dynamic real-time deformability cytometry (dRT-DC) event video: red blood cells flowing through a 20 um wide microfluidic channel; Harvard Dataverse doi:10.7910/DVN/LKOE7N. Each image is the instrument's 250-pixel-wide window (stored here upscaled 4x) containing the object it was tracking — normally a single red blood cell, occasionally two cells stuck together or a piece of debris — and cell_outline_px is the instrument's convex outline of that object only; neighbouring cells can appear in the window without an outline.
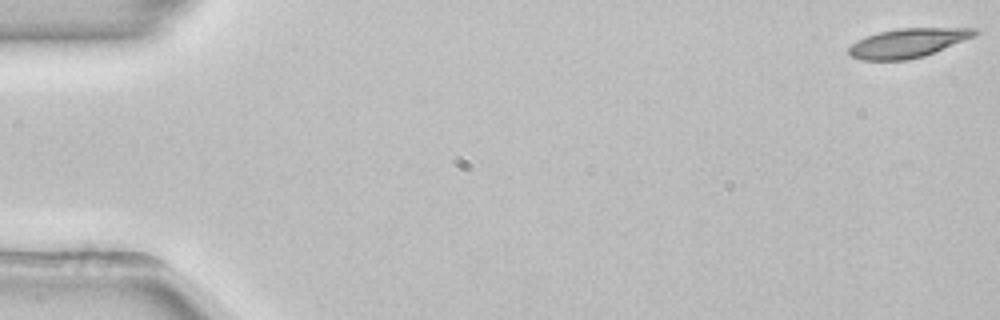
{"species": "common noctule bat (a hibernating species)", "species_latin": "Nyctalus noctula", "temperature_condition": "room temperature", "stored_images_in_passage": 54, "camera_frame_rate_fps": 3000, "um_per_image_px": 0.085, "animal": {"sex": "female", "body_mass_g": 22.7, "forearm_length_mm": 54.2}, "frame": {"image": 1, "passage_image": 1, "time_ms": 0.0, "image_size_px": [1000, 320], "cell_outline_px": [[980, 32], [972, 36], [924, 56], [908, 60], [864, 60], [852, 56], [848, 52], [848, 48], [852, 44], [868, 36], [880, 32], [900, 28], [980, 28]], "centroid_in_image_um": [77.17, 3.65], "position_along_channel_um": 7.8, "area_um2": 20.87}}
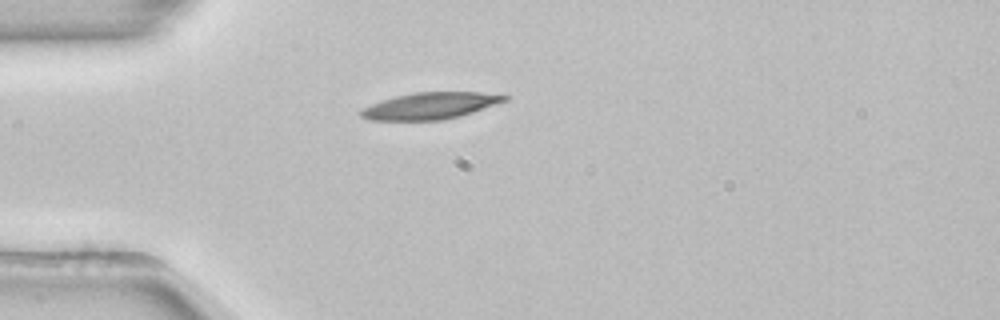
{"frame": {"image": 2, "passage_image": 15, "time_ms": 4.667, "image_size_px": [1000, 320], "cell_outline_px": [[512, 96], [508, 100], [460, 116], [440, 120], [368, 120], [360, 116], [356, 112], [360, 108], [380, 100], [396, 96], [416, 92], [480, 92]], "centroid_in_image_um": [36.51, 8.99], "position_along_channel_um": 48.5, "area_um2": 22.48}}
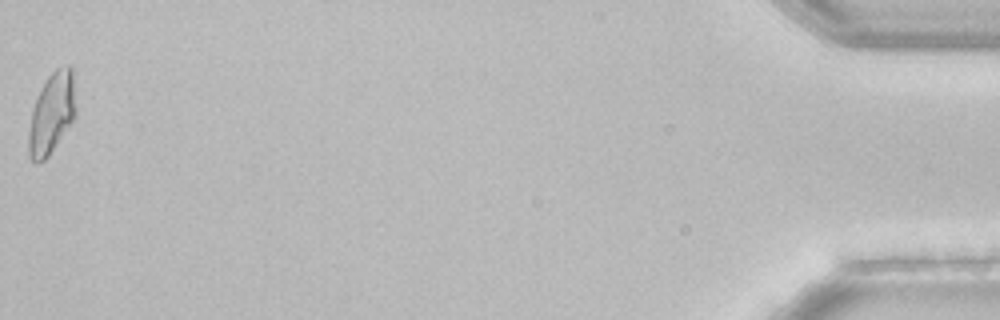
{"frame": {"image": 3, "passage_image": 54, "time_ms": 17.667, "image_size_px": [1000, 320], "cell_outline_px": [[76, 116], [48, 156], [44, 160], [36, 164], [28, 156], [28, 132], [32, 112], [36, 100], [48, 76], [56, 68], [64, 64], [68, 64], [72, 68], [76, 108]], "centroid_in_image_um": [4.41, 9.63], "position_along_channel_um": 430.8, "area_um2": 22.2}, "authors_computed_cell_mechanics": {"area_um2": 21.4438, "velocity_mm_per_s": 3.8399, "shape_relaxation_time_tau1_ms": 3.1193, "shape_relaxation_time_tau2_ms": null, "deformation_change_tau1": 0.1494, "deformation_change_tau2": null}}